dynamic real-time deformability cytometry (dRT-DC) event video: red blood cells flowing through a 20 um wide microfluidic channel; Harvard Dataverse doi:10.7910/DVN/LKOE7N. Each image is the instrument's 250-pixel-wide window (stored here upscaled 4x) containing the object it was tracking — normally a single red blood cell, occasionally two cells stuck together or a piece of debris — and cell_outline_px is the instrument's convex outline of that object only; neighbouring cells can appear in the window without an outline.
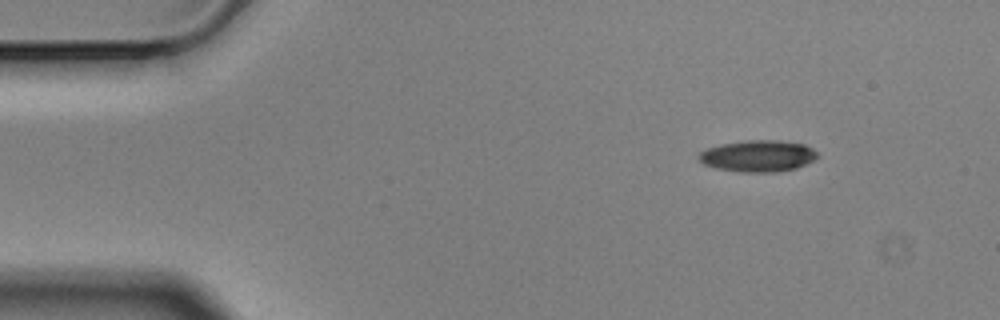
{"species": "Egyptian fruit bat (a non-hibernating species)", "species_latin": "Rousettus aegyptiacus", "temperature_condition": "cold", "stored_images_in_passage": 7, "camera_frame_rate_fps": 3000, "um_per_image_px": 0.085, "animal": {"sex": "male"}, "frame": {"image": 1, "passage_image": 1, "time_ms": 0.0, "image_size_px": [1000, 320], "cell_outline_px": [[816, 156], [812, 160], [796, 168], [776, 172], [740, 172], [716, 168], [704, 164], [696, 156], [700, 152], [708, 148], [720, 144], [744, 140], [780, 140], [804, 144], [812, 148], [816, 152]], "centroid_in_image_um": [64.39, 13.25], "position_along_channel_um": 20.6, "area_um2": 21.73}}
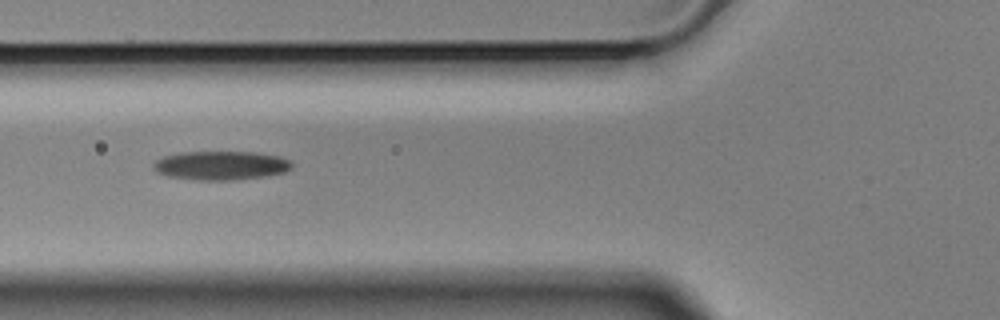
{"frame": {"image": 2, "passage_image": 5, "time_ms": 1.333, "image_size_px": [1000, 320], "cell_outline_px": [[292, 168], [284, 172], [264, 176], [228, 180], [200, 180], [168, 176], [156, 172], [152, 168], [152, 164], [156, 160], [164, 156], [180, 152], [256, 152], [280, 156], [292, 160]], "centroid_in_image_um": [18.77, 14.05], "position_along_channel_um": 107.0, "area_um2": 23.35}}
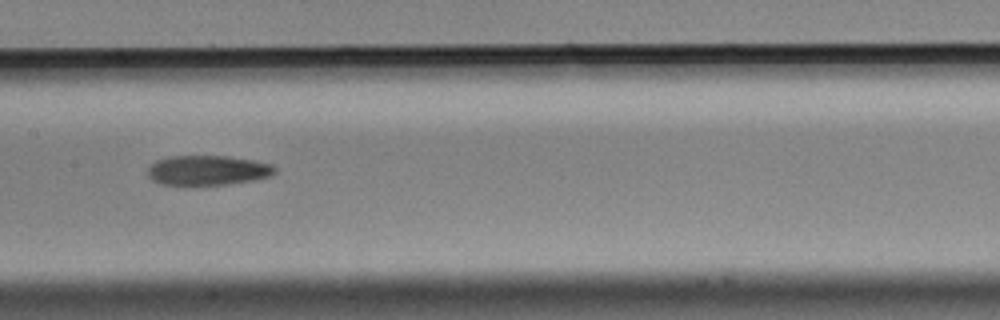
{"frame": {"image": 3, "passage_image": 7, "time_ms": 2.0, "image_size_px": [1000, 320], "cell_outline_px": [[276, 172], [272, 176], [252, 180], [228, 184], [196, 188], [160, 184], [152, 180], [148, 176], [148, 168], [156, 160], [168, 156], [228, 156], [252, 160], [272, 164], [276, 168]], "centroid_in_image_um": [17.62, 14.52], "position_along_channel_um": 189.8, "area_um2": 22.95}}